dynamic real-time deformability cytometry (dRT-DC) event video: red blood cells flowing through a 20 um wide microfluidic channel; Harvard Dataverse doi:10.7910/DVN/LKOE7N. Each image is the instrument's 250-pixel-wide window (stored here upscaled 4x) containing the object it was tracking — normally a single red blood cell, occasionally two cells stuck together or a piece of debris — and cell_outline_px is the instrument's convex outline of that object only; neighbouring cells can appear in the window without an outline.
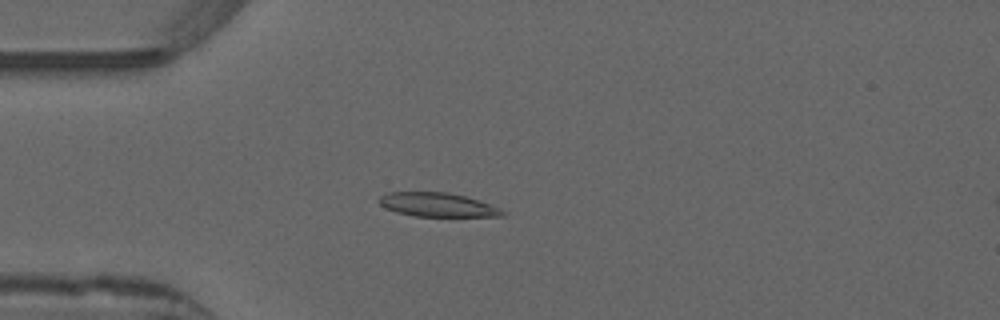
{"species": "common noctule bat (a hibernating species)", "species_latin": "Nyctalus noctula", "temperature_condition": "warm", "stored_images_in_passage": 48, "camera_frame_rate_fps": 3000, "um_per_image_px": 0.085, "animal": {"sex": "male", "forearm_length_mm": 52.5}, "frame": {"image": 1, "passage_image": 10, "time_ms": 3.0, "image_size_px": [1000, 320], "cell_outline_px": [[504, 216], [412, 216], [396, 212], [384, 208], [376, 200], [380, 196], [388, 192], [448, 192], [464, 196], [500, 208], [504, 212]], "centroid_in_image_um": [37.1, 17.4], "position_along_channel_um": 47.9, "area_um2": 17.11}}
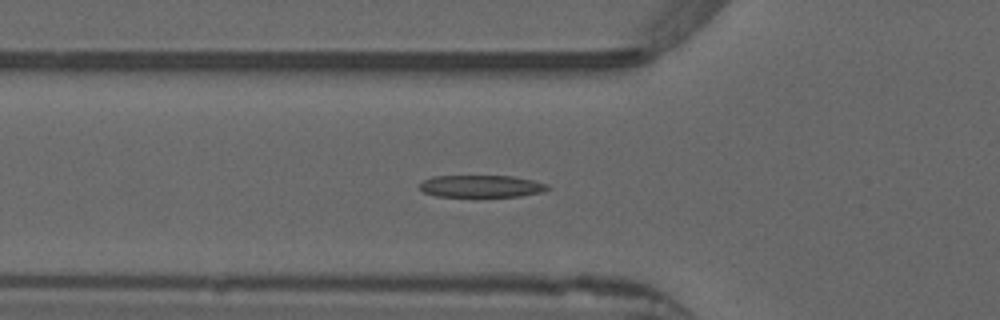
{"frame": {"image": 2, "passage_image": 14, "time_ms": 4.333, "image_size_px": [1000, 320], "cell_outline_px": [[552, 188], [540, 192], [520, 196], [436, 196], [424, 192], [420, 188], [420, 184], [424, 180], [432, 176], [516, 176], [548, 184]], "centroid_in_image_um": [40.94, 15.82], "position_along_channel_um": 84.9, "area_um2": 16.42}}
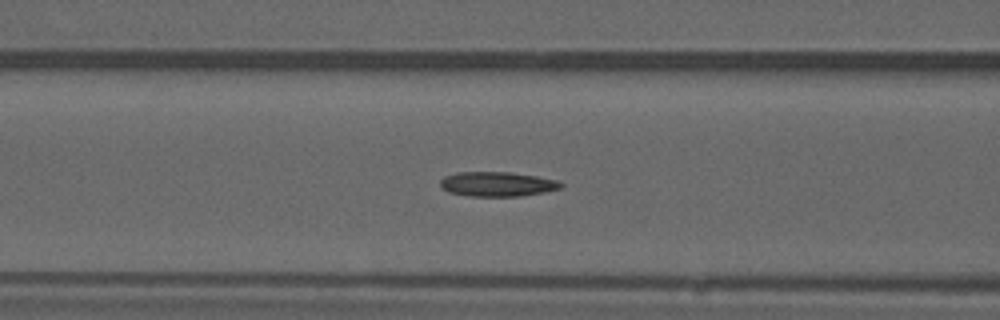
{"frame": {"image": 3, "passage_image": 17, "time_ms": 5.333, "image_size_px": [1000, 320], "cell_outline_px": [[564, 184], [560, 188], [544, 192], [520, 196], [468, 196], [448, 192], [440, 188], [440, 180], [444, 176], [456, 172], [508, 172], [536, 176], [556, 180]], "centroid_in_image_um": [42.21, 15.65], "position_along_channel_um": 124.4, "area_um2": 17.34}, "authors_computed_cell_mechanics": {"area_um2": 17.1088, "velocity_mm_per_s": 3.895, "shape_relaxation_time_tau1_ms": null, "shape_relaxation_time_tau2_ms": 3.5986, "deformation_change_tau1": null, "deformation_change_tau2": 0.1217}}